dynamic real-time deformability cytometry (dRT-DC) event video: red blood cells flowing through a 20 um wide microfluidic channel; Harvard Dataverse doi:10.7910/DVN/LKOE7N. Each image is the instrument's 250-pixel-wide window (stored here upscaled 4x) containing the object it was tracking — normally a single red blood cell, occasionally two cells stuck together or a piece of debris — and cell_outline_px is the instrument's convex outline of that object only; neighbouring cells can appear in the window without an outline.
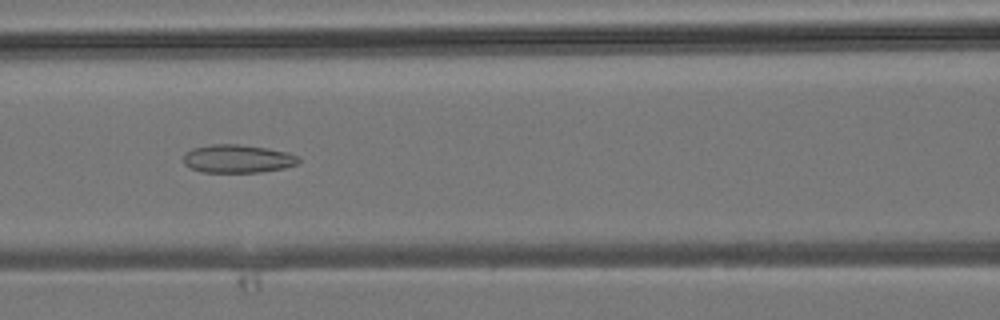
{"species": "common noctule bat (a hibernating species)", "species_latin": "Nyctalus noctula", "temperature_condition": "room temperature", "stored_images_in_passage": 30, "camera_frame_rate_fps": 3000, "um_per_image_px": 0.085, "animal": {"sex": "male", "body_mass_g": 19.2, "forearm_length_mm": 51.8}, "frame": {"image": 1, "passage_image": 10, "time_ms": 3.0, "image_size_px": [1000, 320], "cell_outline_px": [[300, 164], [284, 168], [260, 172], [200, 172], [184, 164], [184, 152], [192, 148], [212, 144], [236, 144], [268, 148], [288, 152], [296, 156], [300, 160]], "centroid_in_image_um": [20.2, 13.49], "position_along_channel_um": 146.4, "area_um2": 19.02}}
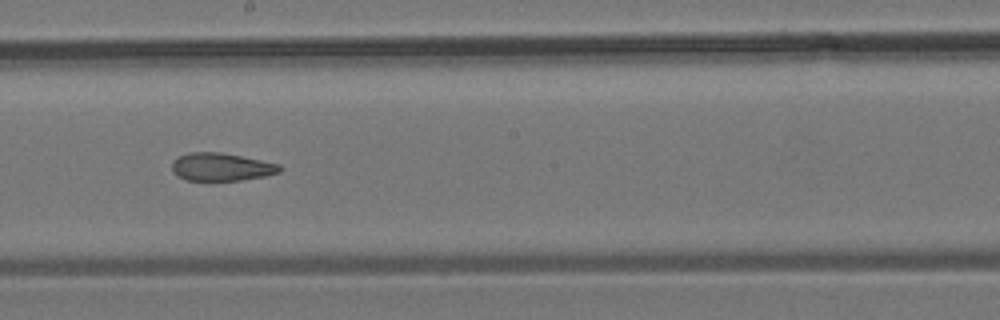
{"frame": {"image": 2, "passage_image": 15, "time_ms": 4.667, "image_size_px": [1000, 320], "cell_outline_px": [[284, 168], [280, 172], [264, 176], [240, 180], [188, 180], [176, 176], [172, 172], [172, 160], [188, 152], [220, 152], [280, 164]], "centroid_in_image_um": [18.8, 14.18], "position_along_channel_um": 229.4, "area_um2": 17.51}}
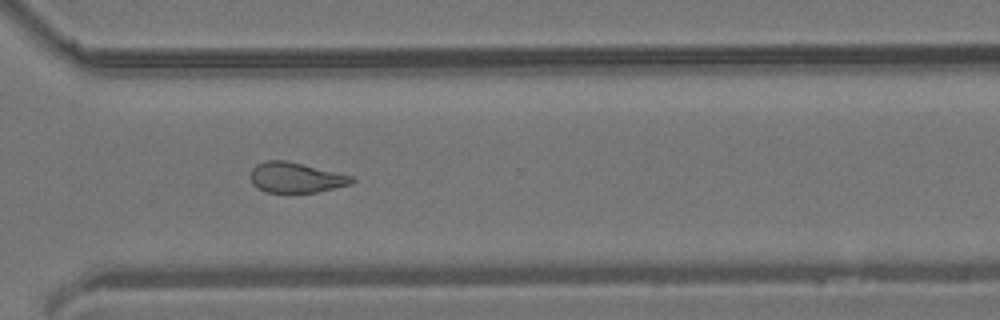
{"frame": {"image": 3, "passage_image": 22, "time_ms": 7.0, "image_size_px": [1000, 320], "cell_outline_px": [[356, 180], [352, 184], [316, 192], [264, 192], [256, 188], [252, 184], [248, 176], [252, 168], [256, 164], [268, 160], [284, 160], [352, 176]], "centroid_in_image_um": [25.08, 15.1], "position_along_channel_um": 345.5, "area_um2": 17.86}}